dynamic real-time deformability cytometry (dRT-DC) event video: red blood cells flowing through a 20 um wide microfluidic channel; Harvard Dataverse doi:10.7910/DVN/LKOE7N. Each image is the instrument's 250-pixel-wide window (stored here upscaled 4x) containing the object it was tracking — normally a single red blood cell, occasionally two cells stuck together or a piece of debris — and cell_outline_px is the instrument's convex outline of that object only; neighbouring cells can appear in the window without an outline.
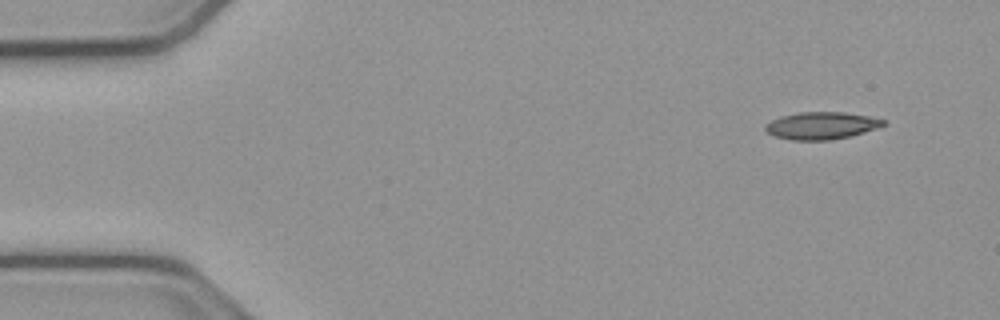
{"species": "common noctule bat (a hibernating species)", "species_latin": "Nyctalus noctula", "temperature_condition": "cold", "stored_images_in_passage": 50, "camera_frame_rate_fps": 3000, "um_per_image_px": 0.085, "animal": {"sex": "male", "body_mass_g": 23.1, "forearm_length_mm": 52.7}, "frame": {"image": 1, "passage_image": 1, "time_ms": 0.0, "image_size_px": [1000, 320], "cell_outline_px": [[888, 124], [852, 136], [828, 140], [792, 140], [772, 136], [764, 128], [764, 124], [780, 116], [800, 112], [844, 112], [868, 116], [888, 120]], "centroid_in_image_um": [69.83, 10.67], "position_along_channel_um": 15.2, "area_um2": 18.96}}
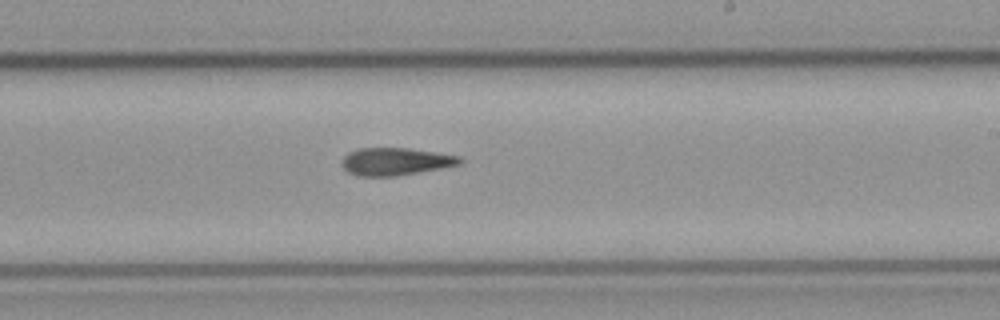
{"frame": {"image": 2, "passage_image": 28, "time_ms": 9.0, "image_size_px": [1000, 320], "cell_outline_px": [[464, 160], [460, 164], [440, 168], [396, 176], [360, 176], [348, 172], [344, 168], [344, 156], [348, 152], [360, 148], [408, 148], [460, 156]], "centroid_in_image_um": [33.64, 13.72], "position_along_channel_um": 255.4, "area_um2": 18.67}}
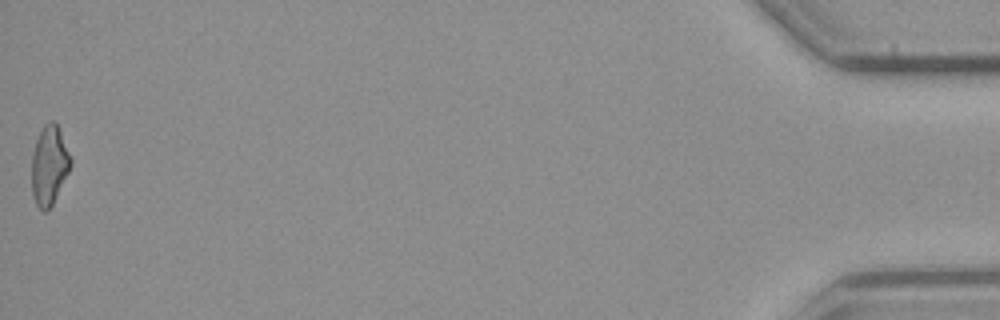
{"frame": {"image": 3, "passage_image": 50, "time_ms": 16.333, "image_size_px": [1000, 320], "cell_outline_px": [[72, 164], [52, 204], [44, 212], [36, 204], [32, 192], [32, 156], [36, 140], [44, 124], [48, 120], [56, 120], [72, 160]], "centroid_in_image_um": [4.19, 13.99], "position_along_channel_um": 431.0, "area_um2": 17.8}, "authors_computed_cell_mechanics": {"area_um2": 19.0451, "velocity_mm_per_s": 3.8434, "shape_relaxation_time_tau1_ms": 10.7795, "shape_relaxation_time_tau2_ms": null, "deformation_change_tau1": 0.2382, "deformation_change_tau2": null}}